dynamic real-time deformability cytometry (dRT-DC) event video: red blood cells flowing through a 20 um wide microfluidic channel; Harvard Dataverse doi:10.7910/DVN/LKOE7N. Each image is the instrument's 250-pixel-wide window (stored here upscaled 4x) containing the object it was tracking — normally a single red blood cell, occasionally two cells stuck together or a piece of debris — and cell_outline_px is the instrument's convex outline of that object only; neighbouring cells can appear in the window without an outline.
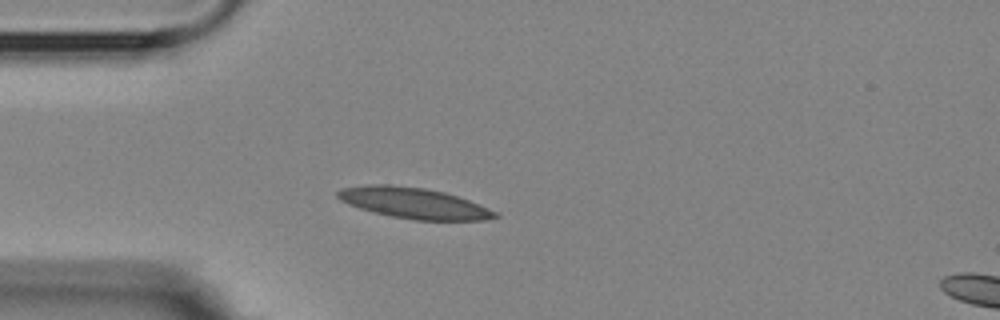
{"species": "Egyptian fruit bat (a non-hibernating species)", "species_latin": "Rousettus aegyptiacus", "temperature_condition": "room temperature", "stored_images_in_passage": 5, "segment_of_instrument_passage": [1, 2], "camera_frame_rate_fps": 3000, "um_per_image_px": 0.085, "animal": {"sex": "female"}, "frame": {"image": 1, "passage_image": 4, "time_ms": 3.333, "image_size_px": [1000, 320], "cell_outline_px": [[500, 216], [484, 220], [416, 220], [392, 216], [372, 212], [348, 204], [340, 200], [336, 196], [336, 192], [340, 188], [368, 184], [388, 184], [424, 188], [444, 192], [468, 200], [496, 212]], "centroid_in_image_um": [35.11, 17.25], "position_along_channel_um": 49.9, "area_um2": 28.09}}